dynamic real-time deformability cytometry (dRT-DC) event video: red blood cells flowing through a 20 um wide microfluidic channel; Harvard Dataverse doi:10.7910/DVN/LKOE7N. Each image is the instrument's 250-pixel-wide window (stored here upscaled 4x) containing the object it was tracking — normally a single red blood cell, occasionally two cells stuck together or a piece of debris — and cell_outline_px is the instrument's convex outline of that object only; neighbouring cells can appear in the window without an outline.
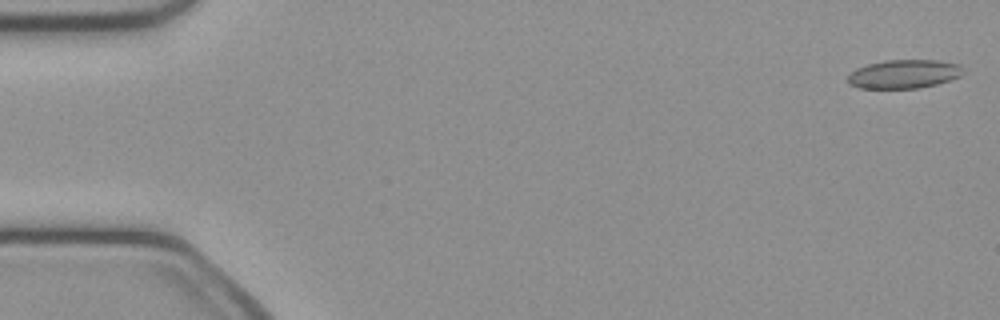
{"species": "common noctule bat (a hibernating species)", "species_latin": "Nyctalus noctula", "temperature_condition": "cold", "stored_images_in_passage": 50, "camera_frame_rate_fps": 3000, "um_per_image_px": 0.085, "animal": {"sex": "female", "body_mass_g": 21.9}, "frame": {"image": 1, "passage_image": 1, "time_ms": 0.0, "image_size_px": [1000, 320], "cell_outline_px": [[964, 72], [960, 76], [936, 84], [920, 88], [860, 88], [848, 84], [848, 76], [856, 68], [868, 64], [884, 60], [936, 60], [960, 64]], "centroid_in_image_um": [76.83, 6.29], "position_along_channel_um": 8.2, "area_um2": 19.25}}
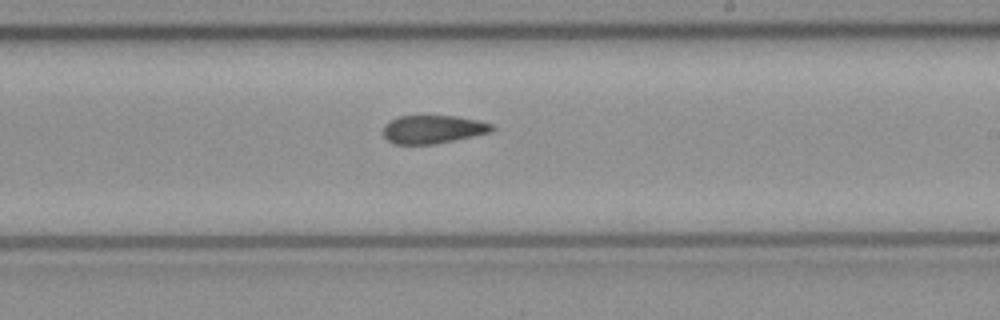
{"frame": {"image": 2, "passage_image": 29, "time_ms": 9.333, "image_size_px": [1000, 320], "cell_outline_px": [[496, 128], [492, 132], [436, 144], [392, 144], [384, 136], [384, 124], [388, 120], [400, 116], [456, 116], [476, 120], [492, 124]], "centroid_in_image_um": [36.79, 10.99], "position_along_channel_um": 252.2, "area_um2": 17.98}}
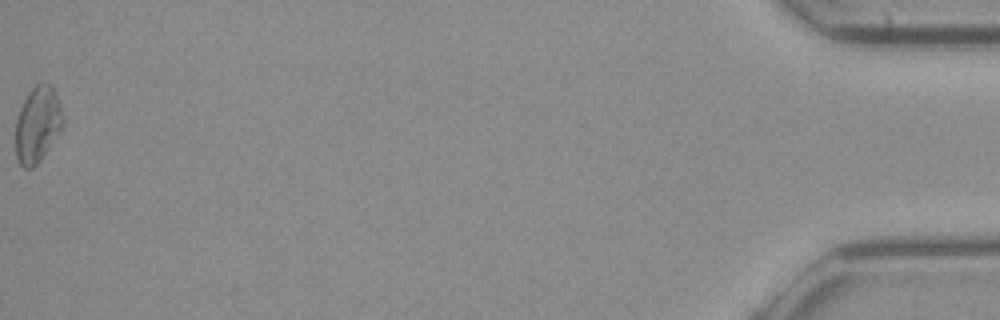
{"frame": {"image": 3, "passage_image": 50, "time_ms": 16.333, "image_size_px": [1000, 320], "cell_outline_px": [[64, 124], [60, 132], [40, 160], [32, 168], [24, 168], [16, 160], [16, 120], [20, 108], [28, 92], [40, 80], [52, 84], [64, 116]], "centroid_in_image_um": [3.2, 10.55], "position_along_channel_um": 432.0, "area_um2": 21.15}, "authors_computed_cell_mechanics": {"area_um2": 19.3341, "velocity_mm_per_s": 4.0994, "shape_relaxation_time_tau1_ms": null, "shape_relaxation_time_tau2_ms": 6.0944, "deformation_change_tau1": null, "deformation_change_tau2": 0.1236}}